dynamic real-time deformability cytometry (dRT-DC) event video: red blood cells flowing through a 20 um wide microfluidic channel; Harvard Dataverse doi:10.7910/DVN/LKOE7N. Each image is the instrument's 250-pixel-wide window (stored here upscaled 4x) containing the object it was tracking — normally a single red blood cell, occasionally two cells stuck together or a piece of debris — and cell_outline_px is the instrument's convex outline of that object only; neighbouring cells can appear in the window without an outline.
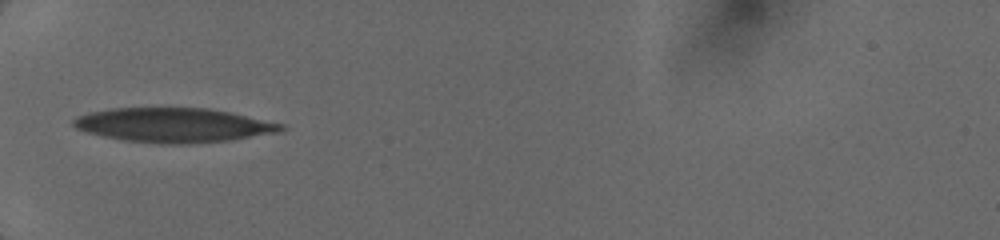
{"species": "human", "species_latin": "Homo sapiens", "temperature_condition": "cold", "stored_images_in_passage": 2, "camera_frame_rate_fps": 3000, "um_per_image_px": 0.085, "donor": {"sex": "female"}, "frame": {"image": 1, "passage_image": 1, "time_ms": 0.0, "image_size_px": [1000, 240], "cell_outline_px": [[288, 128], [284, 132], [228, 140], [180, 144], [160, 144], [124, 140], [104, 136], [88, 132], [76, 128], [72, 124], [72, 120], [76, 116], [88, 112], [112, 108], [208, 108], [228, 112], [284, 124]], "centroid_in_image_um": [14.77, 10.63], "position_along_channel_um": 70.2, "area_um2": 41.56}}